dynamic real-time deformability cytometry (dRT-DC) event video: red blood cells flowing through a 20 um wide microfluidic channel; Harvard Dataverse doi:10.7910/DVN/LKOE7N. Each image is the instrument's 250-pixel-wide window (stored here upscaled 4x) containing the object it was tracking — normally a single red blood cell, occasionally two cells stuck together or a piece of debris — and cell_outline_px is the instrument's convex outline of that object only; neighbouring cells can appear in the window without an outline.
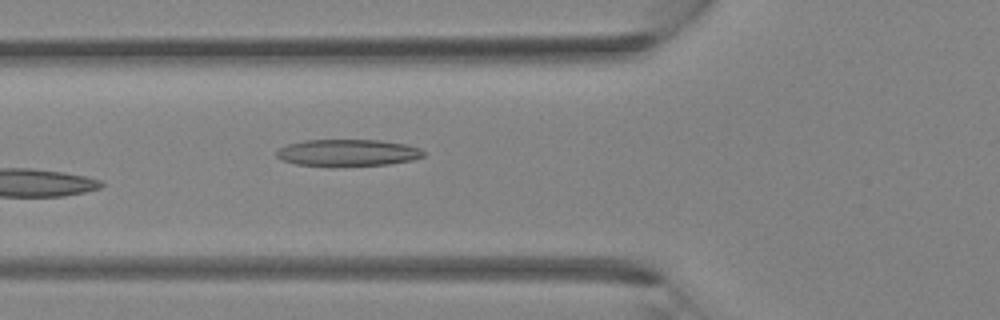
{"species": "Egyptian fruit bat (a non-hibernating species)", "species_latin": "Rousettus aegyptiacus", "temperature_condition": "room temperature", "stored_images_in_passage": 4, "segment_of_instrument_passage": [1, 2], "camera_frame_rate_fps": 3000, "um_per_image_px": 0.085, "animal": {"sex": "female"}, "frame": {"image": 1, "passage_image": 3, "time_ms": 2.0, "image_size_px": [1000, 320], "cell_outline_px": [[424, 156], [412, 160], [388, 164], [296, 164], [280, 160], [276, 156], [276, 152], [280, 148], [288, 144], [304, 140], [380, 140], [404, 144], [420, 148], [424, 152]], "centroid_in_image_um": [29.56, 12.95], "position_along_channel_um": 96.2, "area_um2": 22.2}}